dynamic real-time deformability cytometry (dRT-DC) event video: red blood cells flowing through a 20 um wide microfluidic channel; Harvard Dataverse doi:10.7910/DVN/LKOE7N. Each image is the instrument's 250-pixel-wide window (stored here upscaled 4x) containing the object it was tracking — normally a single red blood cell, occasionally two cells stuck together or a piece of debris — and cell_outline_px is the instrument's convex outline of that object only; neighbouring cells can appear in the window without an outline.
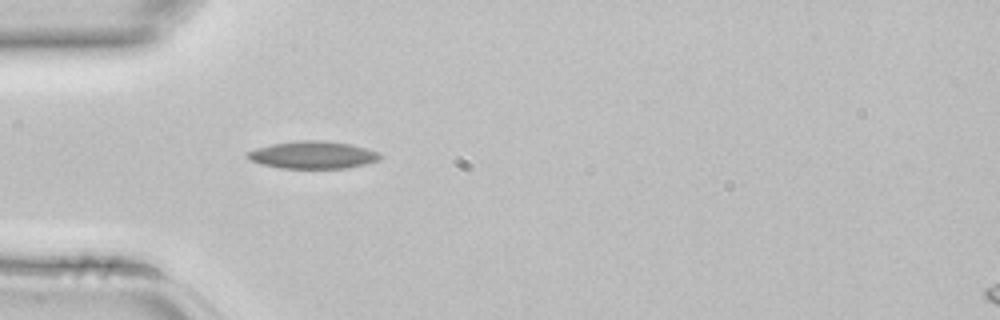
{"species": "common noctule bat (a hibernating species)", "species_latin": "Nyctalus noctula", "temperature_condition": "room temperature", "stored_images_in_passage": 2, "camera_frame_rate_fps": 3000, "um_per_image_px": 0.085, "animal": {"sex": "female", "body_mass_g": 22.7, "forearm_length_mm": 54.2}, "frame": {"image": 1, "passage_image": 2, "time_ms": 0.333, "image_size_px": [1000, 320], "cell_outline_px": [[384, 156], [380, 160], [368, 164], [348, 168], [280, 168], [260, 164], [244, 156], [244, 152], [256, 148], [272, 144], [304, 140], [320, 140], [348, 144], [380, 152]], "centroid_in_image_um": [26.6, 13.18], "position_along_channel_um": 58.4, "area_um2": 21.33}}